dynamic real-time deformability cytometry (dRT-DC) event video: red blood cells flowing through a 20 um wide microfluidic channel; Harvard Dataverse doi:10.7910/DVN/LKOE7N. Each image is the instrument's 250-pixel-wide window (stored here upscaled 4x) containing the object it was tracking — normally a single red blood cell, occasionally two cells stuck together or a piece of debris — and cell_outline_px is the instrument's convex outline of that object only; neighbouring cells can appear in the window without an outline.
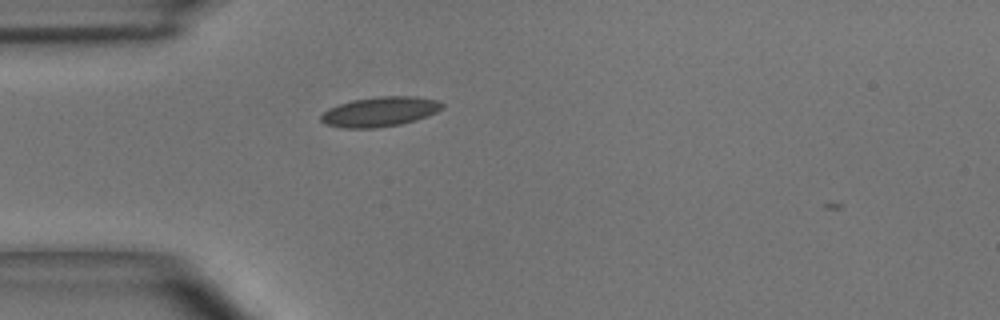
{"species": "common noctule bat (a hibernating species)", "species_latin": "Nyctalus noctula", "temperature_condition": "room temperature", "stored_images_in_passage": 35, "camera_frame_rate_fps": 3000, "um_per_image_px": 0.085, "animal": {"sex": "male", "body_mass_g": 15.6}, "frame": {"image": 1, "passage_image": 1, "time_ms": 0.0, "image_size_px": [1000, 320], "cell_outline_px": [[444, 108], [436, 112], [416, 120], [400, 124], [376, 128], [344, 128], [324, 124], [320, 120], [320, 116], [328, 108], [352, 100], [380, 96], [416, 96], [436, 100], [444, 104]], "centroid_in_image_um": [32.28, 9.49], "position_along_channel_um": 52.7, "area_um2": 21.04}}
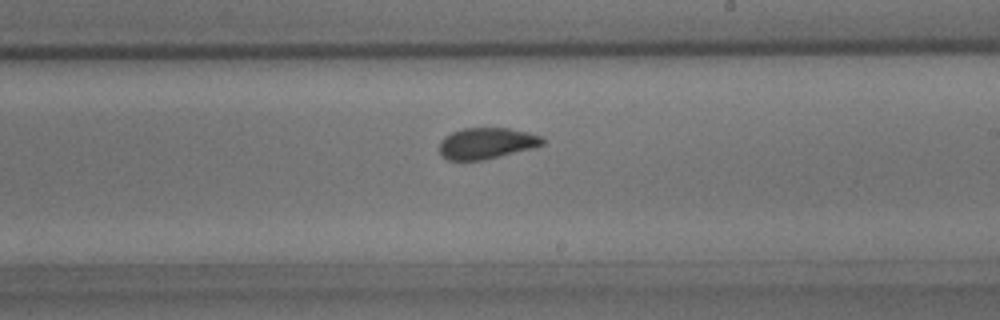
{"frame": {"image": 2, "passage_image": 16, "time_ms": 5.0, "image_size_px": [1000, 320], "cell_outline_px": [[544, 144], [536, 148], [484, 160], [448, 160], [440, 156], [440, 140], [444, 136], [452, 132], [464, 128], [508, 128], [528, 132], [544, 136]], "centroid_in_image_um": [41.39, 12.18], "position_along_channel_um": 247.6, "area_um2": 19.07}}
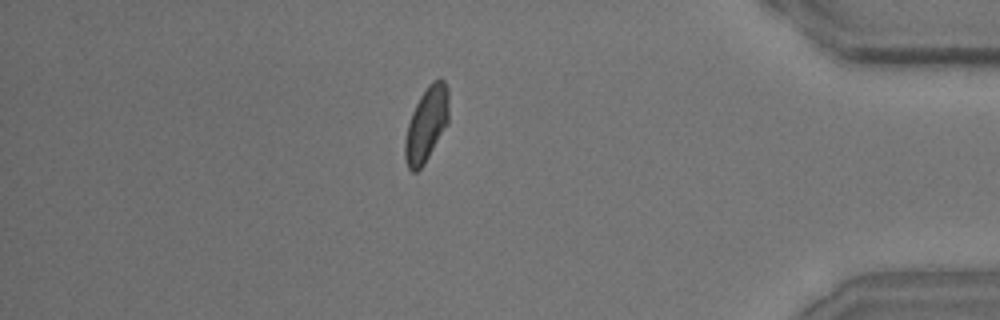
{"frame": {"image": 3, "passage_image": 30, "time_ms": 9.667, "image_size_px": [1000, 320], "cell_outline_px": [[448, 124], [424, 164], [416, 172], [412, 172], [408, 168], [404, 160], [404, 140], [408, 124], [412, 112], [420, 96], [428, 84], [440, 76], [444, 80], [448, 88]], "centroid_in_image_um": [36.24, 10.56], "position_along_channel_um": 399.0, "area_um2": 19.25}, "authors_computed_cell_mechanics": {"area_um2": 19.3052, "velocity_mm_per_s": 4.0295, "shape_relaxation_time_tau1_ms": 3.8741, "shape_relaxation_time_tau2_ms": 0.9548, "deformation_change_tau1": 0.1019, "deformation_change_tau2": 0.042}}